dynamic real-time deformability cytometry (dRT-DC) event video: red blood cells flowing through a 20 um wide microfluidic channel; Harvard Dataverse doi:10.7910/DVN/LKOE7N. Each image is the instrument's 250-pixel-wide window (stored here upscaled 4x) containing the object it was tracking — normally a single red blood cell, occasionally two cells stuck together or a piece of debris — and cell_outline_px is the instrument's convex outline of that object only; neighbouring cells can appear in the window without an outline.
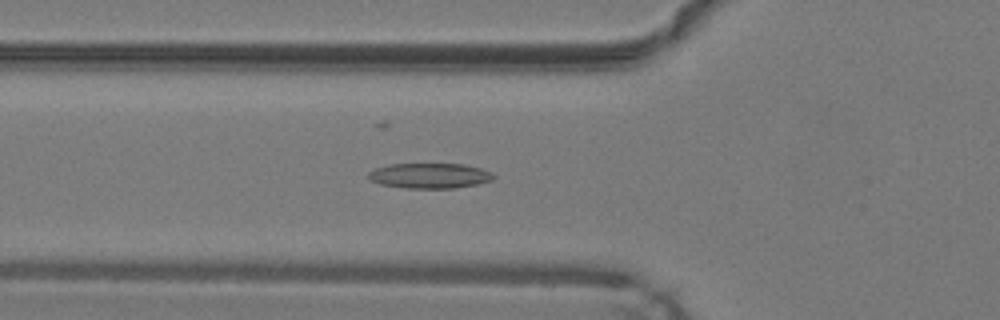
{"species": "common noctule bat (a hibernating species)", "species_latin": "Nyctalus noctula", "temperature_condition": "warm", "stored_images_in_passage": 48, "camera_frame_rate_fps": 3000, "um_per_image_px": 0.085, "animal": {"sex": "male", "body_mass_g": 19.2, "forearm_length_mm": 51.8}, "frame": {"image": 1, "passage_image": 16, "time_ms": 5.0, "image_size_px": [1000, 320], "cell_outline_px": [[496, 176], [492, 180], [476, 184], [456, 188], [408, 188], [380, 184], [368, 180], [368, 172], [376, 168], [388, 164], [464, 164], [480, 168], [492, 172]], "centroid_in_image_um": [36.52, 14.93], "position_along_channel_um": 89.3, "area_um2": 18.44}}
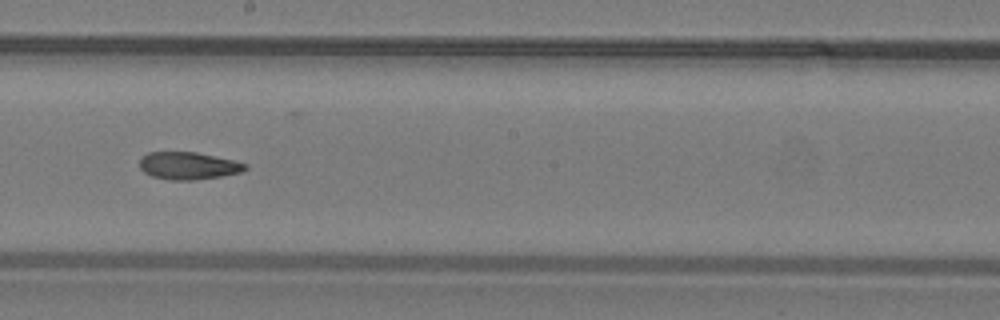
{"frame": {"image": 2, "passage_image": 26, "time_ms": 8.333, "image_size_px": [1000, 320], "cell_outline_px": [[248, 168], [240, 172], [220, 176], [192, 180], [172, 180], [152, 176], [144, 172], [140, 168], [140, 160], [148, 152], [196, 152], [232, 160], [248, 164]], "centroid_in_image_um": [16.0, 14.08], "position_along_channel_um": 232.2, "area_um2": 16.65}}
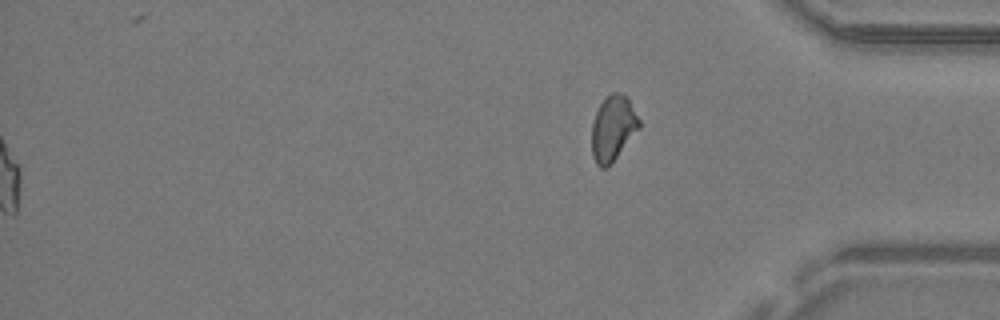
{"frame": {"image": 3, "passage_image": 48, "time_ms": 15.667, "image_size_px": [1000, 320], "cell_outline_px": [[640, 128], [612, 164], [604, 168], [600, 168], [596, 164], [592, 156], [592, 124], [596, 112], [600, 104], [612, 92], [620, 92], [628, 96], [640, 120]], "centroid_in_image_um": [52.12, 10.91], "position_along_channel_um": 383.1, "area_um2": 18.26}, "authors_computed_cell_mechanics": {"area_um2": 17.7446, "velocity_mm_per_s": 4.2756, "shape_relaxation_time_tau1_ms": null, "shape_relaxation_time_tau2_ms": 4.0785, "deformation_change_tau1": null, "deformation_change_tau2": 0.1158}}